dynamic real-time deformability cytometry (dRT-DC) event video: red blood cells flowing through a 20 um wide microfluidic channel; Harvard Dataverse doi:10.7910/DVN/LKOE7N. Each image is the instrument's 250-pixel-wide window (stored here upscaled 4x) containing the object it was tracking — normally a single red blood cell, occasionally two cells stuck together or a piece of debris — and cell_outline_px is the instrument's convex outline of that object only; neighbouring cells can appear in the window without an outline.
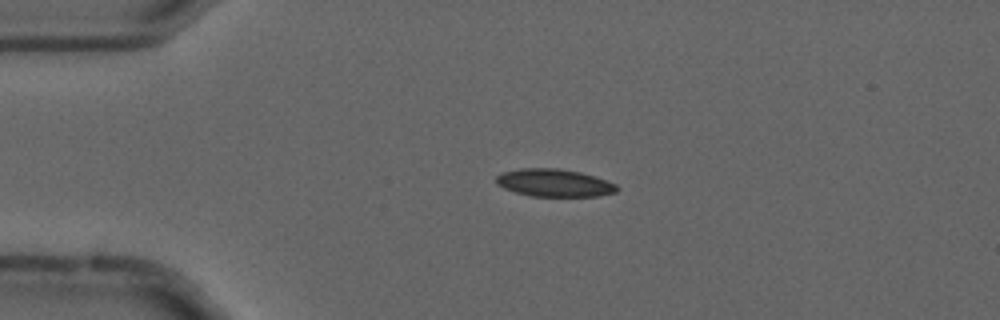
{"species": "common noctule bat (a hibernating species)", "species_latin": "Nyctalus noctula", "temperature_condition": "cold", "stored_images_in_passage": 55, "camera_frame_rate_fps": 3000, "um_per_image_px": 0.085, "animal": {"sex": "male", "forearm_length_mm": 52.5}, "frame": {"image": 1, "passage_image": 12, "time_ms": 3.667, "image_size_px": [1000, 320], "cell_outline_px": [[620, 188], [616, 192], [600, 196], [532, 196], [516, 192], [504, 188], [496, 184], [496, 176], [504, 172], [520, 168], [560, 168], [580, 172], [616, 184]], "centroid_in_image_um": [47.11, 15.54], "position_along_channel_um": 37.9, "area_um2": 19.36}}
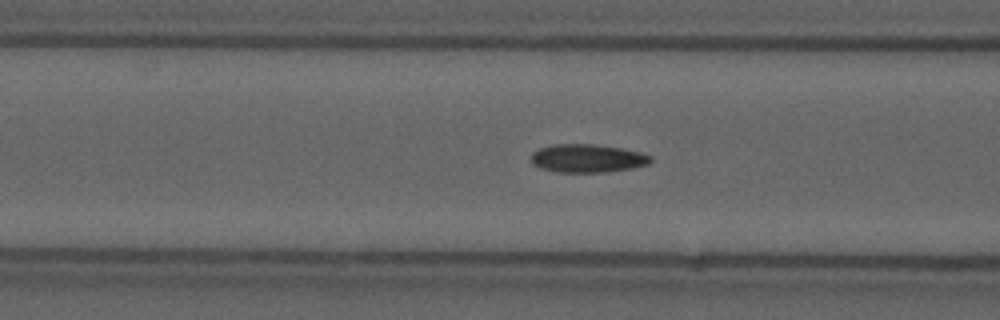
{"frame": {"image": 2, "passage_image": 21, "time_ms": 6.667, "image_size_px": [1000, 320], "cell_outline_px": [[652, 160], [648, 164], [632, 168], [604, 172], [556, 172], [540, 168], [532, 164], [532, 152], [540, 148], [552, 144], [592, 144], [620, 148], [640, 152], [652, 156]], "centroid_in_image_um": [49.92, 13.46], "position_along_channel_um": 116.7, "area_um2": 19.65}}
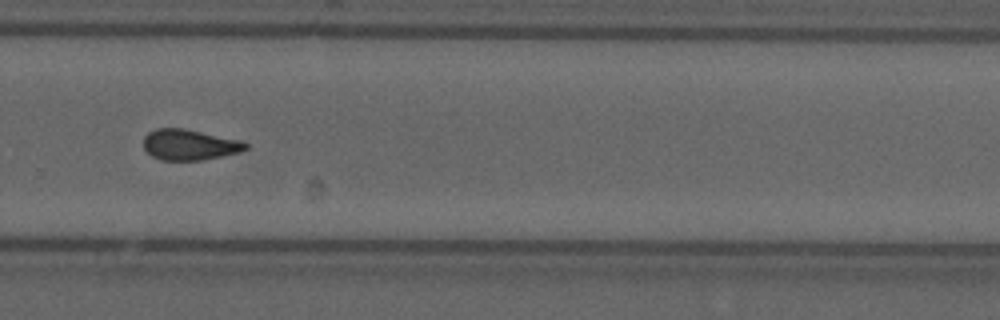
{"frame": {"image": 3, "passage_image": 37, "time_ms": 12.0, "image_size_px": [1000, 320], "cell_outline_px": [[248, 148], [240, 152], [204, 160], [160, 160], [152, 156], [144, 148], [144, 136], [148, 132], [156, 128], [184, 128], [240, 140], [248, 144]], "centroid_in_image_um": [16.1, 12.3], "position_along_channel_um": 313.7, "area_um2": 18.32}, "authors_computed_cell_mechanics": {"area_um2": 18.6694, "velocity_mm_per_s": 3.7058, "shape_relaxation_time_tau1_ms": null, "shape_relaxation_time_tau2_ms": 2.6473, "deformation_change_tau1": null, "deformation_change_tau2": 0.0916}}